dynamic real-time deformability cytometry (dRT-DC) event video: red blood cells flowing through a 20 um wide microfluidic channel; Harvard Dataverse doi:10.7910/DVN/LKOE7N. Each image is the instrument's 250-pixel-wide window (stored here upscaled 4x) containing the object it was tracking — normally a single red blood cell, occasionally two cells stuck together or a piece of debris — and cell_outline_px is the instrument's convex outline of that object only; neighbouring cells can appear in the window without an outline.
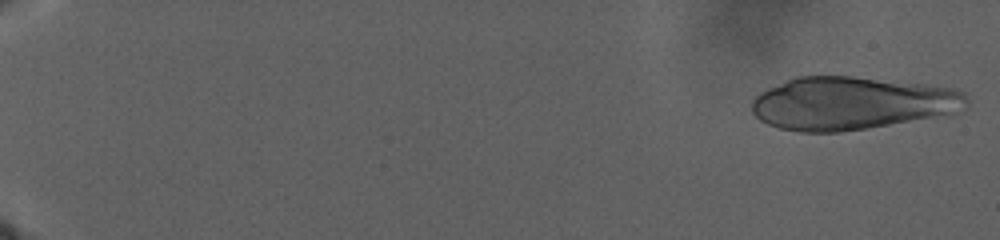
{"species": "human", "species_latin": "Homo sapiens", "temperature_condition": "warm", "stored_images_in_passage": 23, "camera_frame_rate_fps": 3000, "um_per_image_px": 0.085, "donor": {"sex": "male"}, "frame": {"image": 1, "passage_image": 1, "time_ms": 0.0, "image_size_px": [1000, 240], "cell_outline_px": [[968, 108], [868, 128], [840, 132], [800, 132], [780, 128], [768, 124], [760, 120], [752, 112], [752, 100], [760, 92], [768, 88], [796, 76], [852, 76], [924, 84], [952, 88], [964, 92], [968, 100]], "centroid_in_image_um": [72.3, 8.76], "position_along_channel_um": 12.7, "area_um2": 65.49}}
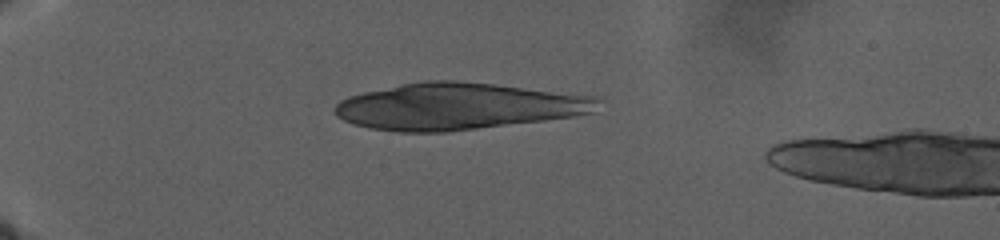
{"frame": {"image": 2, "passage_image": 17, "time_ms": 11.0, "image_size_px": [1000, 240], "cell_outline_px": [[604, 100], [596, 112], [576, 116], [448, 132], [396, 132], [372, 128], [352, 124], [336, 116], [332, 108], [340, 100], [348, 96], [364, 92], [400, 84], [424, 80], [456, 80], [604, 96]], "centroid_in_image_um": [39.01, 9.03], "position_along_channel_um": 46.0, "area_um2": 72.48}}